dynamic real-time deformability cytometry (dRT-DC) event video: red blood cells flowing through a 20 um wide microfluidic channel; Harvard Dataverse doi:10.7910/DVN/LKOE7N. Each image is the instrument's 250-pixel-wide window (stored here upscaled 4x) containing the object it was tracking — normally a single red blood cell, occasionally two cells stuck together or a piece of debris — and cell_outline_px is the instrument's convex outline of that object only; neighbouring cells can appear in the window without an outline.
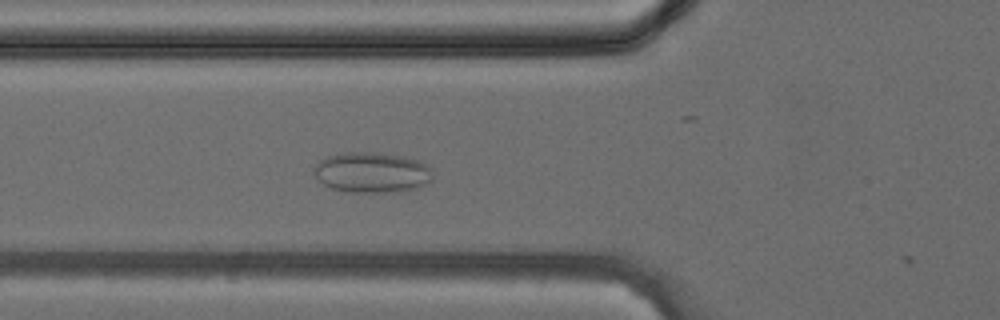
{"species": "common noctule bat (a hibernating species)", "species_latin": "Nyctalus noctula", "temperature_condition": "cold", "stored_images_in_passage": 3, "camera_frame_rate_fps": 3000, "um_per_image_px": 0.085, "animal": {"sex": "female", "body_mass_g": 24.6, "forearm_length_mm": 56.2}, "frame": {"image": 1, "passage_image": 2, "time_ms": 0.333, "image_size_px": [1000, 320], "cell_outline_px": [[432, 180], [416, 188], [400, 192], [348, 192], [332, 188], [324, 184], [312, 172], [312, 168], [320, 160], [328, 156], [348, 152], [376, 152], [404, 156], [428, 164], [432, 168]], "centroid_in_image_um": [31.63, 14.65], "position_along_channel_um": 94.2, "area_um2": 28.21}}